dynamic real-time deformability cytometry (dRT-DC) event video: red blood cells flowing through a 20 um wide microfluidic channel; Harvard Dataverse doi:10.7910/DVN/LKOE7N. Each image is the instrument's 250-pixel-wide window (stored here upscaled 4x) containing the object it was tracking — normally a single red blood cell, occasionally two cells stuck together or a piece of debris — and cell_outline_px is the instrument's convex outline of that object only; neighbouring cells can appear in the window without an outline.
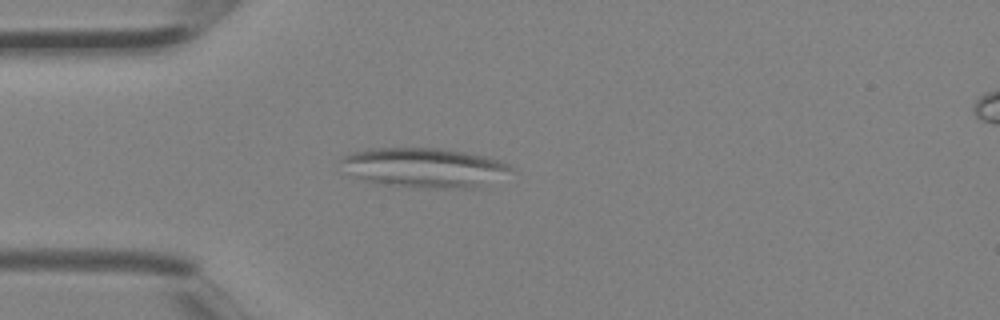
{"species": "Egyptian fruit bat (a non-hibernating species)", "species_latin": "Rousettus aegyptiacus", "temperature_condition": "room temperature", "stored_images_in_passage": 3, "camera_frame_rate_fps": 3000, "um_per_image_px": 0.085, "animal": {"sex": "female"}, "frame": {"image": 1, "passage_image": 3, "time_ms": 0.667, "image_size_px": [1000, 320], "cell_outline_px": [[516, 168], [476, 188], [432, 188], [376, 184], [356, 176], [340, 160], [340, 156], [352, 152], [368, 148], [440, 148], [464, 152], [484, 156], [500, 160]], "centroid_in_image_um": [36.07, 14.24], "position_along_channel_um": 48.9, "area_um2": 38.73}}